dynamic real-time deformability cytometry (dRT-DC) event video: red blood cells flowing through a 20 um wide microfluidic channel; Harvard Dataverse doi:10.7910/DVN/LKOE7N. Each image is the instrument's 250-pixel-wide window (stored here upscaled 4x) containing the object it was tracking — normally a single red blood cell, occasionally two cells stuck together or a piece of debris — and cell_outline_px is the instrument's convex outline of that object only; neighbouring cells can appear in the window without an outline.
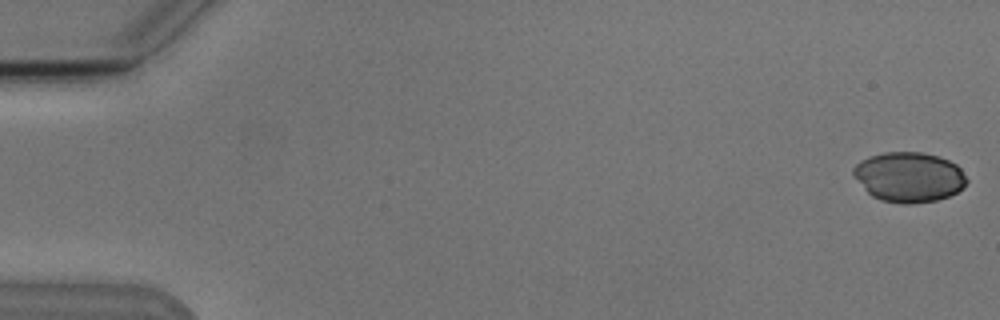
{"species": "Egyptian fruit bat (a non-hibernating species)", "species_latin": "Rousettus aegyptiacus", "temperature_condition": "cold", "stored_images_in_passage": 5, "camera_frame_rate_fps": 3000, "um_per_image_px": 0.085, "animal": {"sex": "male"}, "frame": {"image": 1, "passage_image": 1, "time_ms": 0.0, "image_size_px": [1000, 320], "cell_outline_px": [[968, 180], [964, 188], [948, 196], [936, 200], [912, 204], [904, 204], [880, 200], [872, 196], [852, 176], [852, 168], [860, 160], [868, 156], [884, 152], [920, 152], [940, 156], [956, 164], [960, 168]], "centroid_in_image_um": [77.25, 15.04], "position_along_channel_um": 7.8, "area_um2": 33.29}}